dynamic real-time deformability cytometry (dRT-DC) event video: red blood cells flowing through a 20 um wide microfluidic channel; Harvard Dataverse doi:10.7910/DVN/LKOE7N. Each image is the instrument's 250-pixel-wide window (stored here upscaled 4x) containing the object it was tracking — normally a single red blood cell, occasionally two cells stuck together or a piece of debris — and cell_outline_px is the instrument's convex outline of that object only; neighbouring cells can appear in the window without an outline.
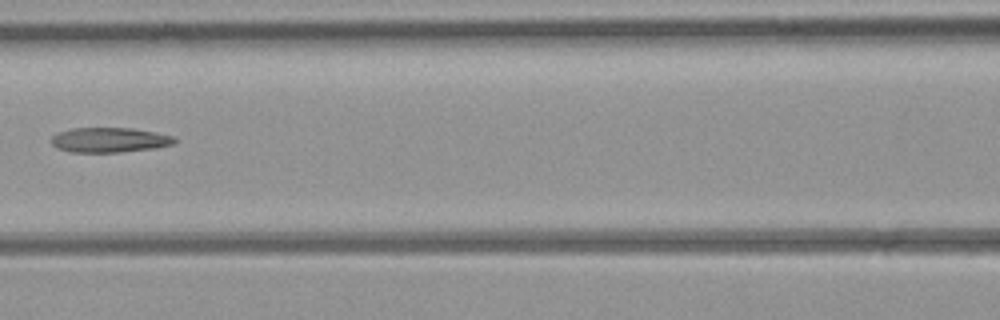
{"species": "common noctule bat (a hibernating species)", "species_latin": "Nyctalus noctula", "temperature_condition": "room temperature", "stored_images_in_passage": 7, "camera_frame_rate_fps": 3000, "um_per_image_px": 0.085, "animal": {"sex": "female", "body_mass_g": 21.9}, "frame": {"image": 1, "passage_image": 7, "time_ms": 7.667, "image_size_px": [1000, 320], "cell_outline_px": [[176, 140], [172, 144], [156, 148], [120, 152], [68, 152], [56, 148], [52, 144], [52, 136], [60, 132], [72, 128], [132, 128], [156, 132], [176, 136]], "centroid_in_image_um": [9.32, 11.9], "position_along_channel_um": 157.3, "area_um2": 17.92}}